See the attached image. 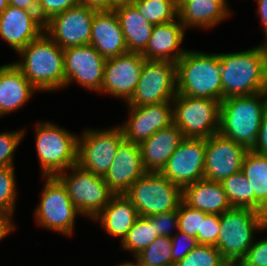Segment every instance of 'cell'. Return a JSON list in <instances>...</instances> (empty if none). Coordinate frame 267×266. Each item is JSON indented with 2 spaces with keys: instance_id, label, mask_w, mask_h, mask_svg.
<instances>
[{
  "instance_id": "cell-28",
  "label": "cell",
  "mask_w": 267,
  "mask_h": 266,
  "mask_svg": "<svg viewBox=\"0 0 267 266\" xmlns=\"http://www.w3.org/2000/svg\"><path fill=\"white\" fill-rule=\"evenodd\" d=\"M118 17L128 52L143 53L152 35L154 25L132 4H121L113 8Z\"/></svg>"
},
{
  "instance_id": "cell-21",
  "label": "cell",
  "mask_w": 267,
  "mask_h": 266,
  "mask_svg": "<svg viewBox=\"0 0 267 266\" xmlns=\"http://www.w3.org/2000/svg\"><path fill=\"white\" fill-rule=\"evenodd\" d=\"M185 34L186 29L178 18L171 22L154 25L152 35L142 56L147 61L176 63L188 50L181 48Z\"/></svg>"
},
{
  "instance_id": "cell-33",
  "label": "cell",
  "mask_w": 267,
  "mask_h": 266,
  "mask_svg": "<svg viewBox=\"0 0 267 266\" xmlns=\"http://www.w3.org/2000/svg\"><path fill=\"white\" fill-rule=\"evenodd\" d=\"M171 252V237L157 236L135 258L140 266H174Z\"/></svg>"
},
{
  "instance_id": "cell-36",
  "label": "cell",
  "mask_w": 267,
  "mask_h": 266,
  "mask_svg": "<svg viewBox=\"0 0 267 266\" xmlns=\"http://www.w3.org/2000/svg\"><path fill=\"white\" fill-rule=\"evenodd\" d=\"M207 214L181 201L178 207V230L197 239V233H201L202 219Z\"/></svg>"
},
{
  "instance_id": "cell-23",
  "label": "cell",
  "mask_w": 267,
  "mask_h": 266,
  "mask_svg": "<svg viewBox=\"0 0 267 266\" xmlns=\"http://www.w3.org/2000/svg\"><path fill=\"white\" fill-rule=\"evenodd\" d=\"M183 139L182 131L173 123L141 142L139 148L145 170L161 172Z\"/></svg>"
},
{
  "instance_id": "cell-7",
  "label": "cell",
  "mask_w": 267,
  "mask_h": 266,
  "mask_svg": "<svg viewBox=\"0 0 267 266\" xmlns=\"http://www.w3.org/2000/svg\"><path fill=\"white\" fill-rule=\"evenodd\" d=\"M124 195L133 203L139 216L149 217L178 209L182 188L161 172H146Z\"/></svg>"
},
{
  "instance_id": "cell-11",
  "label": "cell",
  "mask_w": 267,
  "mask_h": 266,
  "mask_svg": "<svg viewBox=\"0 0 267 266\" xmlns=\"http://www.w3.org/2000/svg\"><path fill=\"white\" fill-rule=\"evenodd\" d=\"M124 139L119 125L106 129L86 128L78 136L77 164L95 175L104 177Z\"/></svg>"
},
{
  "instance_id": "cell-26",
  "label": "cell",
  "mask_w": 267,
  "mask_h": 266,
  "mask_svg": "<svg viewBox=\"0 0 267 266\" xmlns=\"http://www.w3.org/2000/svg\"><path fill=\"white\" fill-rule=\"evenodd\" d=\"M182 201L205 213L221 215L232 208L221 182L201 179L182 188Z\"/></svg>"
},
{
  "instance_id": "cell-27",
  "label": "cell",
  "mask_w": 267,
  "mask_h": 266,
  "mask_svg": "<svg viewBox=\"0 0 267 266\" xmlns=\"http://www.w3.org/2000/svg\"><path fill=\"white\" fill-rule=\"evenodd\" d=\"M138 212L126 195H114L110 202L92 219L99 222L102 229L121 242L138 219Z\"/></svg>"
},
{
  "instance_id": "cell-3",
  "label": "cell",
  "mask_w": 267,
  "mask_h": 266,
  "mask_svg": "<svg viewBox=\"0 0 267 266\" xmlns=\"http://www.w3.org/2000/svg\"><path fill=\"white\" fill-rule=\"evenodd\" d=\"M266 110L267 92L227 97L220 104L219 133L251 150Z\"/></svg>"
},
{
  "instance_id": "cell-30",
  "label": "cell",
  "mask_w": 267,
  "mask_h": 266,
  "mask_svg": "<svg viewBox=\"0 0 267 266\" xmlns=\"http://www.w3.org/2000/svg\"><path fill=\"white\" fill-rule=\"evenodd\" d=\"M157 238L154 221L150 217L139 216L121 244L122 250L131 251L135 257Z\"/></svg>"
},
{
  "instance_id": "cell-42",
  "label": "cell",
  "mask_w": 267,
  "mask_h": 266,
  "mask_svg": "<svg viewBox=\"0 0 267 266\" xmlns=\"http://www.w3.org/2000/svg\"><path fill=\"white\" fill-rule=\"evenodd\" d=\"M238 266H267V237L254 240Z\"/></svg>"
},
{
  "instance_id": "cell-52",
  "label": "cell",
  "mask_w": 267,
  "mask_h": 266,
  "mask_svg": "<svg viewBox=\"0 0 267 266\" xmlns=\"http://www.w3.org/2000/svg\"><path fill=\"white\" fill-rule=\"evenodd\" d=\"M191 0H175L176 7L179 10L186 2H189Z\"/></svg>"
},
{
  "instance_id": "cell-2",
  "label": "cell",
  "mask_w": 267,
  "mask_h": 266,
  "mask_svg": "<svg viewBox=\"0 0 267 266\" xmlns=\"http://www.w3.org/2000/svg\"><path fill=\"white\" fill-rule=\"evenodd\" d=\"M14 65L39 92L65 88L64 49L45 32L17 52Z\"/></svg>"
},
{
  "instance_id": "cell-39",
  "label": "cell",
  "mask_w": 267,
  "mask_h": 266,
  "mask_svg": "<svg viewBox=\"0 0 267 266\" xmlns=\"http://www.w3.org/2000/svg\"><path fill=\"white\" fill-rule=\"evenodd\" d=\"M79 4L80 0H38V17L45 23L54 15Z\"/></svg>"
},
{
  "instance_id": "cell-14",
  "label": "cell",
  "mask_w": 267,
  "mask_h": 266,
  "mask_svg": "<svg viewBox=\"0 0 267 266\" xmlns=\"http://www.w3.org/2000/svg\"><path fill=\"white\" fill-rule=\"evenodd\" d=\"M105 62L91 44L64 49L65 88L74 81L88 91L100 93Z\"/></svg>"
},
{
  "instance_id": "cell-34",
  "label": "cell",
  "mask_w": 267,
  "mask_h": 266,
  "mask_svg": "<svg viewBox=\"0 0 267 266\" xmlns=\"http://www.w3.org/2000/svg\"><path fill=\"white\" fill-rule=\"evenodd\" d=\"M174 266H230L216 246L198 244Z\"/></svg>"
},
{
  "instance_id": "cell-24",
  "label": "cell",
  "mask_w": 267,
  "mask_h": 266,
  "mask_svg": "<svg viewBox=\"0 0 267 266\" xmlns=\"http://www.w3.org/2000/svg\"><path fill=\"white\" fill-rule=\"evenodd\" d=\"M39 92L14 65L0 66V118L16 112Z\"/></svg>"
},
{
  "instance_id": "cell-13",
  "label": "cell",
  "mask_w": 267,
  "mask_h": 266,
  "mask_svg": "<svg viewBox=\"0 0 267 266\" xmlns=\"http://www.w3.org/2000/svg\"><path fill=\"white\" fill-rule=\"evenodd\" d=\"M96 12L83 4L70 7L45 22L44 32L62 49L87 45Z\"/></svg>"
},
{
  "instance_id": "cell-17",
  "label": "cell",
  "mask_w": 267,
  "mask_h": 266,
  "mask_svg": "<svg viewBox=\"0 0 267 266\" xmlns=\"http://www.w3.org/2000/svg\"><path fill=\"white\" fill-rule=\"evenodd\" d=\"M248 149L220 133L206 139L204 179L222 182L242 169Z\"/></svg>"
},
{
  "instance_id": "cell-41",
  "label": "cell",
  "mask_w": 267,
  "mask_h": 266,
  "mask_svg": "<svg viewBox=\"0 0 267 266\" xmlns=\"http://www.w3.org/2000/svg\"><path fill=\"white\" fill-rule=\"evenodd\" d=\"M149 217L154 221L157 236L172 237L178 231V209Z\"/></svg>"
},
{
  "instance_id": "cell-1",
  "label": "cell",
  "mask_w": 267,
  "mask_h": 266,
  "mask_svg": "<svg viewBox=\"0 0 267 266\" xmlns=\"http://www.w3.org/2000/svg\"><path fill=\"white\" fill-rule=\"evenodd\" d=\"M218 54L222 100L267 92V50L263 41L248 50Z\"/></svg>"
},
{
  "instance_id": "cell-18",
  "label": "cell",
  "mask_w": 267,
  "mask_h": 266,
  "mask_svg": "<svg viewBox=\"0 0 267 266\" xmlns=\"http://www.w3.org/2000/svg\"><path fill=\"white\" fill-rule=\"evenodd\" d=\"M128 119L119 125L124 138L135 144L150 138L155 132L173 124L172 101L143 106H127Z\"/></svg>"
},
{
  "instance_id": "cell-53",
  "label": "cell",
  "mask_w": 267,
  "mask_h": 266,
  "mask_svg": "<svg viewBox=\"0 0 267 266\" xmlns=\"http://www.w3.org/2000/svg\"><path fill=\"white\" fill-rule=\"evenodd\" d=\"M263 43H264L266 50H267V37L265 38V41Z\"/></svg>"
},
{
  "instance_id": "cell-32",
  "label": "cell",
  "mask_w": 267,
  "mask_h": 266,
  "mask_svg": "<svg viewBox=\"0 0 267 266\" xmlns=\"http://www.w3.org/2000/svg\"><path fill=\"white\" fill-rule=\"evenodd\" d=\"M131 3L153 25L171 22L178 18L175 0H132Z\"/></svg>"
},
{
  "instance_id": "cell-16",
  "label": "cell",
  "mask_w": 267,
  "mask_h": 266,
  "mask_svg": "<svg viewBox=\"0 0 267 266\" xmlns=\"http://www.w3.org/2000/svg\"><path fill=\"white\" fill-rule=\"evenodd\" d=\"M205 148L206 139L184 138L161 173L181 188L204 179Z\"/></svg>"
},
{
  "instance_id": "cell-37",
  "label": "cell",
  "mask_w": 267,
  "mask_h": 266,
  "mask_svg": "<svg viewBox=\"0 0 267 266\" xmlns=\"http://www.w3.org/2000/svg\"><path fill=\"white\" fill-rule=\"evenodd\" d=\"M25 128L0 133V167H15L14 153L26 134Z\"/></svg>"
},
{
  "instance_id": "cell-22",
  "label": "cell",
  "mask_w": 267,
  "mask_h": 266,
  "mask_svg": "<svg viewBox=\"0 0 267 266\" xmlns=\"http://www.w3.org/2000/svg\"><path fill=\"white\" fill-rule=\"evenodd\" d=\"M105 59L128 52L122 28L114 10L97 11L93 18L90 43Z\"/></svg>"
},
{
  "instance_id": "cell-46",
  "label": "cell",
  "mask_w": 267,
  "mask_h": 266,
  "mask_svg": "<svg viewBox=\"0 0 267 266\" xmlns=\"http://www.w3.org/2000/svg\"><path fill=\"white\" fill-rule=\"evenodd\" d=\"M257 3V14L260 17V24L264 30V36L267 37V0H255Z\"/></svg>"
},
{
  "instance_id": "cell-12",
  "label": "cell",
  "mask_w": 267,
  "mask_h": 266,
  "mask_svg": "<svg viewBox=\"0 0 267 266\" xmlns=\"http://www.w3.org/2000/svg\"><path fill=\"white\" fill-rule=\"evenodd\" d=\"M176 95V63L146 60L134 94L126 102V106H143L173 101Z\"/></svg>"
},
{
  "instance_id": "cell-10",
  "label": "cell",
  "mask_w": 267,
  "mask_h": 266,
  "mask_svg": "<svg viewBox=\"0 0 267 266\" xmlns=\"http://www.w3.org/2000/svg\"><path fill=\"white\" fill-rule=\"evenodd\" d=\"M220 104L218 100L178 94L172 101L173 123L184 138L207 139L219 133Z\"/></svg>"
},
{
  "instance_id": "cell-47",
  "label": "cell",
  "mask_w": 267,
  "mask_h": 266,
  "mask_svg": "<svg viewBox=\"0 0 267 266\" xmlns=\"http://www.w3.org/2000/svg\"><path fill=\"white\" fill-rule=\"evenodd\" d=\"M81 4L96 11L110 10V0H80Z\"/></svg>"
},
{
  "instance_id": "cell-43",
  "label": "cell",
  "mask_w": 267,
  "mask_h": 266,
  "mask_svg": "<svg viewBox=\"0 0 267 266\" xmlns=\"http://www.w3.org/2000/svg\"><path fill=\"white\" fill-rule=\"evenodd\" d=\"M251 150L267 155V110L264 113L256 142Z\"/></svg>"
},
{
  "instance_id": "cell-35",
  "label": "cell",
  "mask_w": 267,
  "mask_h": 266,
  "mask_svg": "<svg viewBox=\"0 0 267 266\" xmlns=\"http://www.w3.org/2000/svg\"><path fill=\"white\" fill-rule=\"evenodd\" d=\"M14 167H0V211L14 216L17 184Z\"/></svg>"
},
{
  "instance_id": "cell-51",
  "label": "cell",
  "mask_w": 267,
  "mask_h": 266,
  "mask_svg": "<svg viewBox=\"0 0 267 266\" xmlns=\"http://www.w3.org/2000/svg\"><path fill=\"white\" fill-rule=\"evenodd\" d=\"M8 7V0H0V14Z\"/></svg>"
},
{
  "instance_id": "cell-9",
  "label": "cell",
  "mask_w": 267,
  "mask_h": 266,
  "mask_svg": "<svg viewBox=\"0 0 267 266\" xmlns=\"http://www.w3.org/2000/svg\"><path fill=\"white\" fill-rule=\"evenodd\" d=\"M43 179L46 182L40 193L39 205L34 208V218L43 229L69 237L74 232L76 217L83 215L73 205L66 187L56 176Z\"/></svg>"
},
{
  "instance_id": "cell-20",
  "label": "cell",
  "mask_w": 267,
  "mask_h": 266,
  "mask_svg": "<svg viewBox=\"0 0 267 266\" xmlns=\"http://www.w3.org/2000/svg\"><path fill=\"white\" fill-rule=\"evenodd\" d=\"M147 171L143 166L139 144L124 139L104 175V181L115 195L125 194Z\"/></svg>"
},
{
  "instance_id": "cell-45",
  "label": "cell",
  "mask_w": 267,
  "mask_h": 266,
  "mask_svg": "<svg viewBox=\"0 0 267 266\" xmlns=\"http://www.w3.org/2000/svg\"><path fill=\"white\" fill-rule=\"evenodd\" d=\"M8 5L34 11L38 14V0H8Z\"/></svg>"
},
{
  "instance_id": "cell-6",
  "label": "cell",
  "mask_w": 267,
  "mask_h": 266,
  "mask_svg": "<svg viewBox=\"0 0 267 266\" xmlns=\"http://www.w3.org/2000/svg\"><path fill=\"white\" fill-rule=\"evenodd\" d=\"M261 231L260 212L232 207L220 215L217 249L230 266H238Z\"/></svg>"
},
{
  "instance_id": "cell-4",
  "label": "cell",
  "mask_w": 267,
  "mask_h": 266,
  "mask_svg": "<svg viewBox=\"0 0 267 266\" xmlns=\"http://www.w3.org/2000/svg\"><path fill=\"white\" fill-rule=\"evenodd\" d=\"M176 76L178 94L222 101L218 53L187 50L176 62Z\"/></svg>"
},
{
  "instance_id": "cell-19",
  "label": "cell",
  "mask_w": 267,
  "mask_h": 266,
  "mask_svg": "<svg viewBox=\"0 0 267 266\" xmlns=\"http://www.w3.org/2000/svg\"><path fill=\"white\" fill-rule=\"evenodd\" d=\"M44 32V23L34 11L8 5L0 14V38L17 53Z\"/></svg>"
},
{
  "instance_id": "cell-40",
  "label": "cell",
  "mask_w": 267,
  "mask_h": 266,
  "mask_svg": "<svg viewBox=\"0 0 267 266\" xmlns=\"http://www.w3.org/2000/svg\"><path fill=\"white\" fill-rule=\"evenodd\" d=\"M220 229V215L208 213L202 219L201 233H197L199 244L216 246Z\"/></svg>"
},
{
  "instance_id": "cell-31",
  "label": "cell",
  "mask_w": 267,
  "mask_h": 266,
  "mask_svg": "<svg viewBox=\"0 0 267 266\" xmlns=\"http://www.w3.org/2000/svg\"><path fill=\"white\" fill-rule=\"evenodd\" d=\"M221 184L232 207L255 210V195L251 193L250 182L242 171L224 179Z\"/></svg>"
},
{
  "instance_id": "cell-5",
  "label": "cell",
  "mask_w": 267,
  "mask_h": 266,
  "mask_svg": "<svg viewBox=\"0 0 267 266\" xmlns=\"http://www.w3.org/2000/svg\"><path fill=\"white\" fill-rule=\"evenodd\" d=\"M34 130L41 177L57 176L77 164L79 135L48 120L38 121Z\"/></svg>"
},
{
  "instance_id": "cell-38",
  "label": "cell",
  "mask_w": 267,
  "mask_h": 266,
  "mask_svg": "<svg viewBox=\"0 0 267 266\" xmlns=\"http://www.w3.org/2000/svg\"><path fill=\"white\" fill-rule=\"evenodd\" d=\"M198 244L199 243L195 237L178 230L171 237V255L173 264H176L183 259L189 251L194 249Z\"/></svg>"
},
{
  "instance_id": "cell-48",
  "label": "cell",
  "mask_w": 267,
  "mask_h": 266,
  "mask_svg": "<svg viewBox=\"0 0 267 266\" xmlns=\"http://www.w3.org/2000/svg\"><path fill=\"white\" fill-rule=\"evenodd\" d=\"M261 227L262 231L267 230V203L262 207L260 211Z\"/></svg>"
},
{
  "instance_id": "cell-50",
  "label": "cell",
  "mask_w": 267,
  "mask_h": 266,
  "mask_svg": "<svg viewBox=\"0 0 267 266\" xmlns=\"http://www.w3.org/2000/svg\"><path fill=\"white\" fill-rule=\"evenodd\" d=\"M134 261H126L125 263H120L118 266H138V260L134 257Z\"/></svg>"
},
{
  "instance_id": "cell-25",
  "label": "cell",
  "mask_w": 267,
  "mask_h": 266,
  "mask_svg": "<svg viewBox=\"0 0 267 266\" xmlns=\"http://www.w3.org/2000/svg\"><path fill=\"white\" fill-rule=\"evenodd\" d=\"M227 0H191L178 10V19L185 29H212L230 16Z\"/></svg>"
},
{
  "instance_id": "cell-29",
  "label": "cell",
  "mask_w": 267,
  "mask_h": 266,
  "mask_svg": "<svg viewBox=\"0 0 267 266\" xmlns=\"http://www.w3.org/2000/svg\"><path fill=\"white\" fill-rule=\"evenodd\" d=\"M241 171L250 182L251 193L255 195V210L260 212L267 203V155L248 150Z\"/></svg>"
},
{
  "instance_id": "cell-44",
  "label": "cell",
  "mask_w": 267,
  "mask_h": 266,
  "mask_svg": "<svg viewBox=\"0 0 267 266\" xmlns=\"http://www.w3.org/2000/svg\"><path fill=\"white\" fill-rule=\"evenodd\" d=\"M12 217L13 215L0 211V241L15 231L16 225Z\"/></svg>"
},
{
  "instance_id": "cell-15",
  "label": "cell",
  "mask_w": 267,
  "mask_h": 266,
  "mask_svg": "<svg viewBox=\"0 0 267 266\" xmlns=\"http://www.w3.org/2000/svg\"><path fill=\"white\" fill-rule=\"evenodd\" d=\"M145 61L141 53L134 52L106 59L100 93L127 102L134 94Z\"/></svg>"
},
{
  "instance_id": "cell-8",
  "label": "cell",
  "mask_w": 267,
  "mask_h": 266,
  "mask_svg": "<svg viewBox=\"0 0 267 266\" xmlns=\"http://www.w3.org/2000/svg\"><path fill=\"white\" fill-rule=\"evenodd\" d=\"M66 187L76 209L91 220L115 195L105 183L104 177L81 168L78 164L56 176Z\"/></svg>"
},
{
  "instance_id": "cell-49",
  "label": "cell",
  "mask_w": 267,
  "mask_h": 266,
  "mask_svg": "<svg viewBox=\"0 0 267 266\" xmlns=\"http://www.w3.org/2000/svg\"><path fill=\"white\" fill-rule=\"evenodd\" d=\"M132 0H110V10H113L115 6L121 5V4H129Z\"/></svg>"
}]
</instances>
